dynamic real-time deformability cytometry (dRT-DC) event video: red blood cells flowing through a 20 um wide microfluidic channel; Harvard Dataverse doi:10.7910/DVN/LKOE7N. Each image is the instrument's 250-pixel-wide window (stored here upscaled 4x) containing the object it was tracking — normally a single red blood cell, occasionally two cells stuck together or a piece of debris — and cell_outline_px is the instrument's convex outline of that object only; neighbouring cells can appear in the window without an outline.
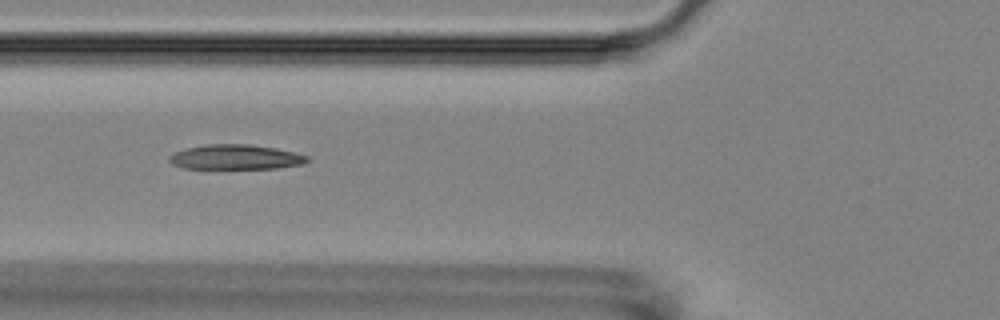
{"species": "Egyptian fruit bat (a non-hibernating species)", "species_latin": "Rousettus aegyptiacus", "temperature_condition": "room temperature", "stored_images_in_passage": 4, "camera_frame_rate_fps": 3000, "um_per_image_px": 0.085, "animal": {"sex": "female"}, "frame": {"image": 1, "passage_image": 2, "time_ms": 1.333, "image_size_px": [1000, 320], "cell_outline_px": [[312, 160], [300, 164], [276, 168], [184, 168], [172, 164], [168, 160], [168, 156], [176, 152], [188, 148], [204, 144], [248, 144], [276, 148], [308, 156]], "centroid_in_image_um": [20.02, 13.35], "position_along_channel_um": 105.8, "area_um2": 19.77}}
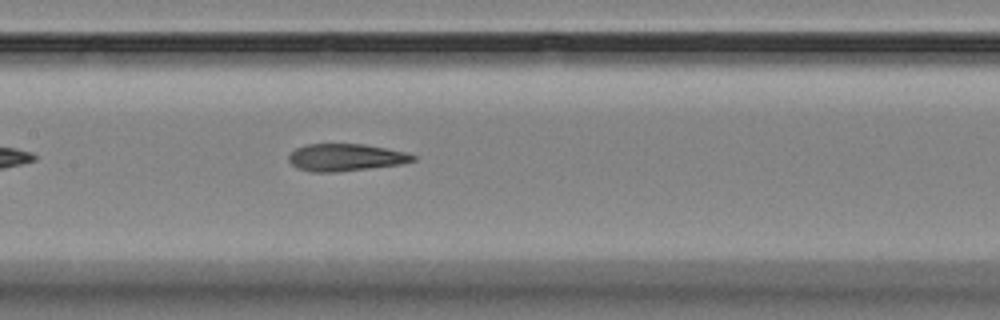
{"frame": {"image": 2, "passage_image": 4, "time_ms": 3.333, "image_size_px": [1000, 320], "cell_outline_px": [[416, 160], [400, 164], [336, 172], [312, 172], [300, 168], [292, 164], [288, 160], [288, 156], [296, 148], [308, 144], [364, 144], [404, 152], [416, 156]], "centroid_in_image_um": [29.36, 13.38], "position_along_channel_um": 178.0, "area_um2": 19.42}}